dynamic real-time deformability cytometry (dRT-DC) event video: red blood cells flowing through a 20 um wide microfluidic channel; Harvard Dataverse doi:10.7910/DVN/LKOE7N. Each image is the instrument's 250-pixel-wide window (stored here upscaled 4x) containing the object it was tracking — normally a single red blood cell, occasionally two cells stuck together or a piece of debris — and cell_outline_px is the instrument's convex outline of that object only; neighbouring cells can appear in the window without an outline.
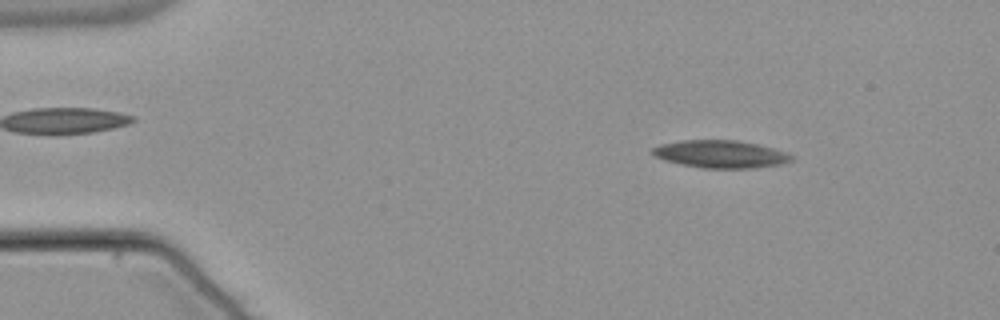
{"species": "common noctule bat (a hibernating species)", "species_latin": "Nyctalus noctula", "temperature_condition": "warm", "stored_images_in_passage": 54, "camera_frame_rate_fps": 3000, "um_per_image_px": 0.085, "animal": {"sex": "male", "body_mass_g": 21.5, "forearm_length_mm": 52.0}, "frame": {"image": 1, "passage_image": 7, "time_ms": 2.0, "image_size_px": [1000, 320], "cell_outline_px": [[796, 160], [780, 164], [756, 168], [700, 168], [680, 164], [664, 160], [652, 156], [652, 148], [660, 144], [684, 140], [736, 140], [756, 144], [788, 152], [796, 156]], "centroid_in_image_um": [61.28, 13.11], "position_along_channel_um": 23.7, "area_um2": 22.6}}
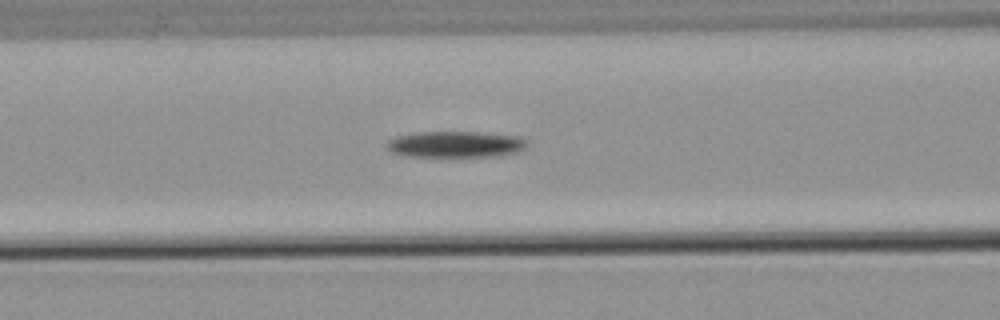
{"frame": {"image": 2, "passage_image": 22, "time_ms": 7.0, "image_size_px": [1000, 320], "cell_outline_px": [[528, 144], [520, 152], [500, 156], [404, 156], [392, 152], [388, 148], [388, 140], [396, 136], [416, 132], [476, 132], [520, 136], [528, 140]], "centroid_in_image_um": [38.78, 12.26], "position_along_channel_um": 127.8, "area_um2": 21.56}}
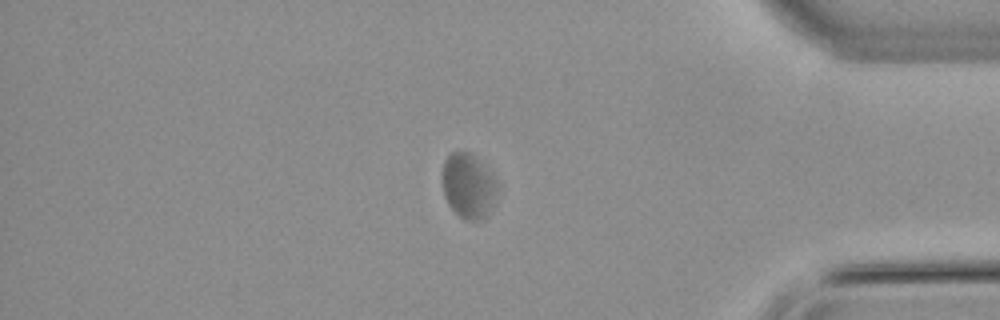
{"frame": {"image": 3, "passage_image": 46, "time_ms": 15.0, "image_size_px": [1000, 320], "cell_outline_px": [[496, 192], [492, 204], [484, 216], [480, 220], [464, 220], [448, 204], [444, 196], [440, 180], [444, 160], [452, 152], [468, 152], [488, 168], [496, 184]], "centroid_in_image_um": [39.74, 15.78], "position_along_channel_um": 395.5, "area_um2": 20.52}}